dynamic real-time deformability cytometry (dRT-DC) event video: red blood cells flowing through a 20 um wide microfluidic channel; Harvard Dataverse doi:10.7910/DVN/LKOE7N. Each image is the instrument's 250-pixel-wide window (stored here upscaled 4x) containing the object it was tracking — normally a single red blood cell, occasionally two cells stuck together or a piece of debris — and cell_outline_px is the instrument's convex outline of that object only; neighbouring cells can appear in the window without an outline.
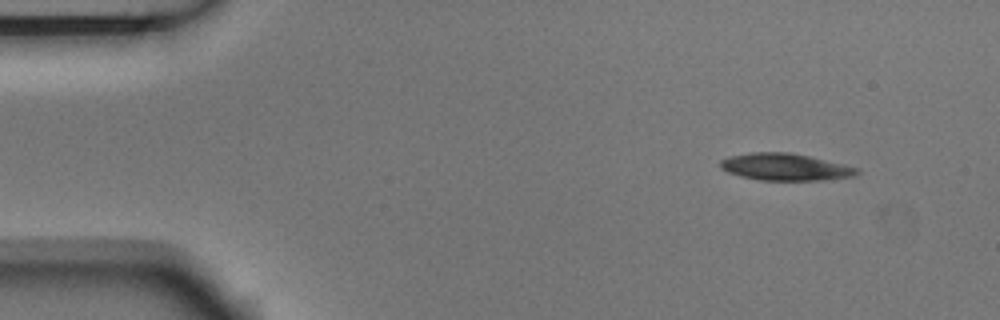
{"species": "Egyptian fruit bat (a non-hibernating species)", "species_latin": "Rousettus aegyptiacus", "temperature_condition": "room temperature", "stored_images_in_passage": 3, "camera_frame_rate_fps": 3000, "um_per_image_px": 0.085, "animal": {"sex": "male"}, "frame": {"image": 1, "passage_image": 1, "time_ms": 0.0, "image_size_px": [1000, 320], "cell_outline_px": [[860, 172], [856, 176], [824, 180], [760, 180], [740, 176], [728, 172], [720, 168], [720, 160], [728, 156], [752, 152], [792, 152], [860, 168]], "centroid_in_image_um": [66.75, 14.19], "position_along_channel_um": 18.2, "area_um2": 21.68}}
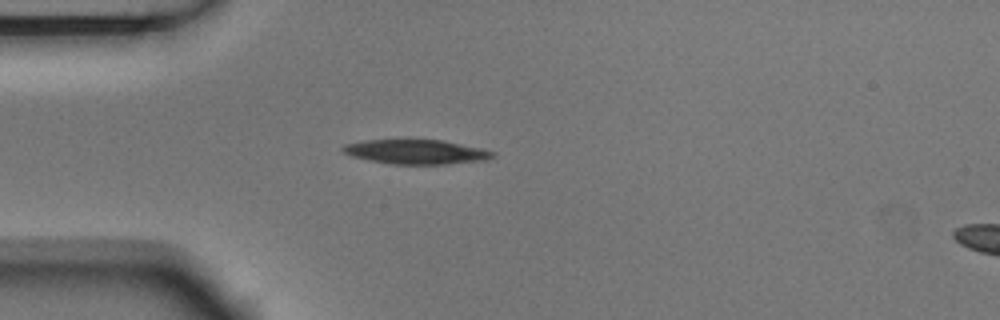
{"frame": {"image": 2, "passage_image": 3, "time_ms": 0.667, "image_size_px": [1000, 320], "cell_outline_px": [[496, 156], [488, 160], [444, 164], [392, 164], [352, 156], [344, 152], [340, 148], [344, 144], [364, 140], [444, 140], [484, 148], [496, 152]], "centroid_in_image_um": [35.45, 12.9], "position_along_channel_um": 49.5, "area_um2": 21.44}}